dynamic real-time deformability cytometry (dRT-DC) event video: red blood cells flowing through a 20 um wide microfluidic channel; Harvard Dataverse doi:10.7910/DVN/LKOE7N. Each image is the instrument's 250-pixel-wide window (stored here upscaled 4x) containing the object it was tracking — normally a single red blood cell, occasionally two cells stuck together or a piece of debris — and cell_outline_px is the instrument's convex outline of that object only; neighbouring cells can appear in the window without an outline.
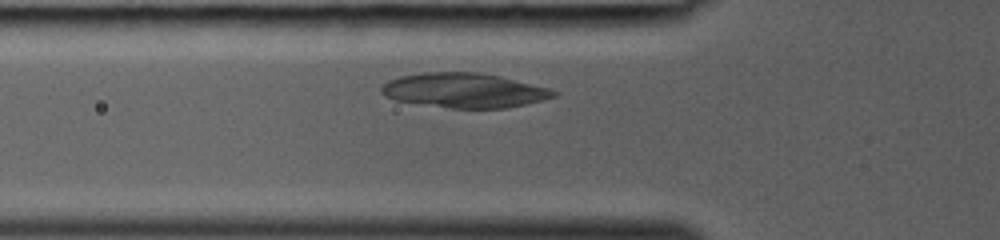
{"species": "common noctule bat (a hibernating species)", "species_latin": "Nyctalus noctula", "temperature_condition": "room temperature", "stored_images_in_passage": 24, "camera_frame_rate_fps": 3000, "um_per_image_px": 0.085, "animal": {"sex": "female", "body_mass_g": 19.0, "forearm_length_mm": 53.3}, "frame": {"image": 1, "passage_image": 4, "time_ms": 1.0, "image_size_px": [1000, 240], "cell_outline_px": [[556, 96], [544, 100], [508, 108], [452, 108], [396, 100], [380, 92], [380, 88], [388, 80], [400, 76], [424, 72], [476, 72], [500, 76], [548, 88], [556, 92]], "centroid_in_image_um": [39.46, 7.68], "position_along_channel_um": 86.3, "area_um2": 34.45}}
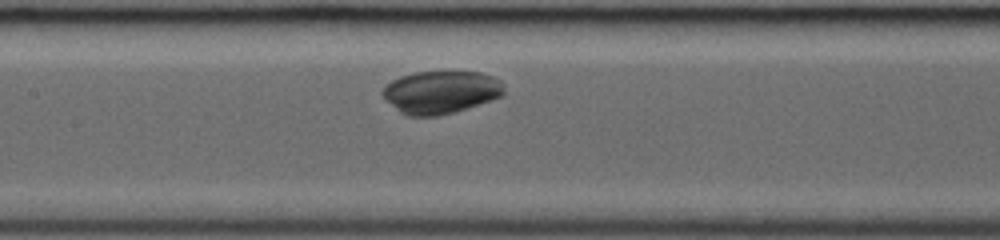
{"frame": {"image": 2, "passage_image": 9, "time_ms": 2.667, "image_size_px": [1000, 240], "cell_outline_px": [[504, 92], [500, 96], [452, 112], [436, 116], [408, 116], [400, 112], [380, 96], [380, 92], [392, 80], [400, 76], [416, 72], [480, 72], [492, 76], [500, 80], [504, 84]], "centroid_in_image_um": [37.41, 7.82], "position_along_channel_um": 170.0, "area_um2": 29.94}}
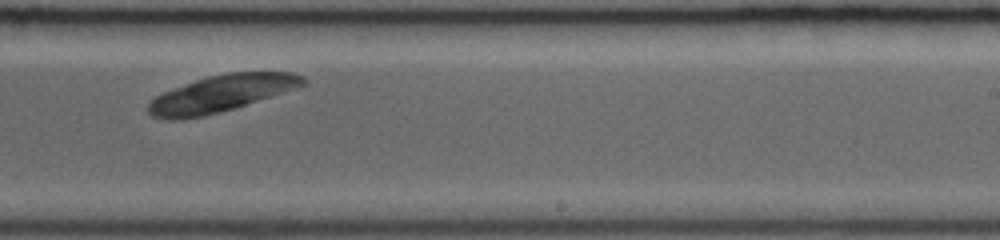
{"frame": {"image": 3, "passage_image": 15, "time_ms": 4.667, "image_size_px": [1000, 240], "cell_outline_px": [[308, 84], [296, 88], [220, 112], [204, 116], [180, 120], [164, 120], [152, 116], [148, 112], [148, 104], [156, 96], [164, 92], [196, 80], [208, 76], [228, 72], [292, 72], [304, 76], [308, 80]], "centroid_in_image_um": [18.81, 7.95], "position_along_channel_um": 270.2, "area_um2": 32.89}}